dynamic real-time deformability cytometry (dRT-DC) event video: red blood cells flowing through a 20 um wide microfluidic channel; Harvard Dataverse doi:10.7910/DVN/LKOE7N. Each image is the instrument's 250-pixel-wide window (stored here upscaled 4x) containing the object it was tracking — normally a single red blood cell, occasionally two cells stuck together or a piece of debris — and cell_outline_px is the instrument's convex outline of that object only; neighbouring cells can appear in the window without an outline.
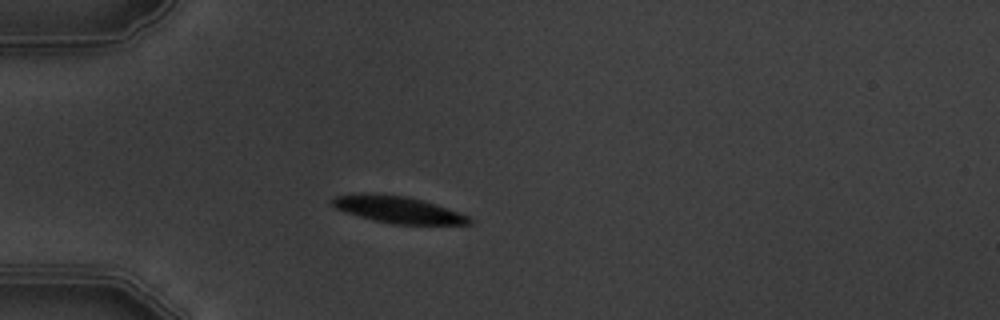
{"species": "common noctule bat (a hibernating species)", "species_latin": "Nyctalus noctula", "temperature_condition": "warm", "stored_images_in_passage": 5, "camera_frame_rate_fps": 3000, "um_per_image_px": 0.085, "animal": {"sex": "male", "body_mass_g": 19.5, "forearm_length_mm": 54.6}, "frame": {"image": 1, "passage_image": 4, "time_ms": 3.333, "image_size_px": [1000, 320], "cell_outline_px": [[472, 224], [392, 224], [360, 216], [336, 208], [332, 204], [332, 200], [336, 196], [364, 192], [372, 192], [408, 196], [468, 216], [472, 220]], "centroid_in_image_um": [33.78, 17.8], "position_along_channel_um": 51.2, "area_um2": 20.92}}